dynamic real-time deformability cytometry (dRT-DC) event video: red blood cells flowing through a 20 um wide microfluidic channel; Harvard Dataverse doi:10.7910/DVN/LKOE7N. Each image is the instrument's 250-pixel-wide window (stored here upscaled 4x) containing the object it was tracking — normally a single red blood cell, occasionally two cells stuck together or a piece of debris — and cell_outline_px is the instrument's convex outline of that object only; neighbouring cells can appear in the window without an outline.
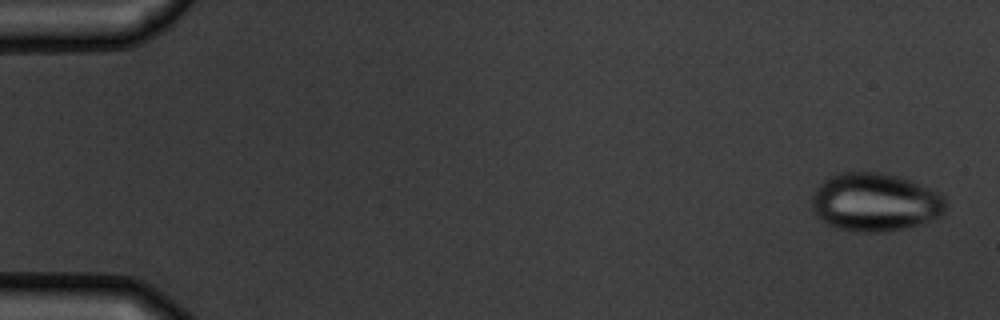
{"species": "common noctule bat (a hibernating species)", "species_latin": "Nyctalus noctula", "temperature_condition": "warm", "stored_images_in_passage": 5, "camera_frame_rate_fps": 3000, "um_per_image_px": 0.085, "animal": {"sex": "male", "body_mass_g": 19.5, "forearm_length_mm": 54.6}, "frame": {"image": 1, "passage_image": 5, "time_ms": 4.667, "image_size_px": [1000, 320], "cell_outline_px": [[944, 212], [940, 216], [920, 224], [888, 232], [856, 232], [836, 228], [820, 220], [816, 216], [812, 208], [812, 196], [816, 188], [824, 180], [840, 172], [884, 172], [908, 180], [928, 188], [944, 196]], "centroid_in_image_um": [74.34, 17.2], "position_along_channel_um": 10.7, "area_um2": 45.37}}